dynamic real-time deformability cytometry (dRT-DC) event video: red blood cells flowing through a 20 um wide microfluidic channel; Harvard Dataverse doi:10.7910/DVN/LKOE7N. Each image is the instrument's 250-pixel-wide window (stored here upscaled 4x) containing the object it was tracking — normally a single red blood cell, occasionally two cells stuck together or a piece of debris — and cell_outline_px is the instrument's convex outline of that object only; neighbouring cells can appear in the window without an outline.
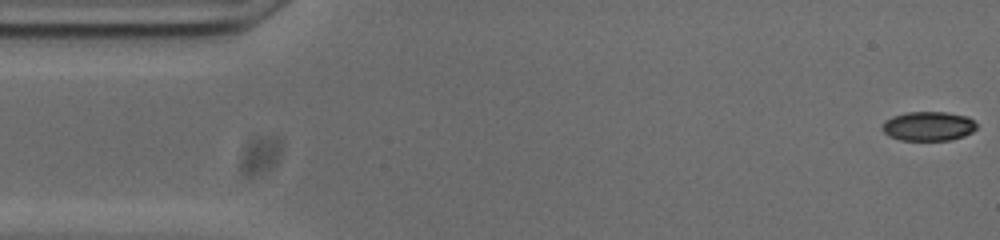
{"species": "common noctule bat (a hibernating species)", "species_latin": "Nyctalus noctula", "temperature_condition": "cold", "stored_images_in_passage": 53, "camera_frame_rate_fps": 3000, "um_per_image_px": 0.085, "animal": {"sex": "male", "body_mass_g": 20.0, "forearm_length_mm": 53.3}, "frame": {"image": 1, "passage_image": 1, "time_ms": 0.0, "image_size_px": [1000, 240], "cell_outline_px": [[976, 128], [972, 132], [964, 136], [948, 140], [900, 140], [888, 136], [880, 128], [884, 120], [892, 116], [904, 112], [948, 112], [968, 116], [976, 124]], "centroid_in_image_um": [78.87, 10.71], "position_along_channel_um": 6.1, "area_um2": 16.3}}
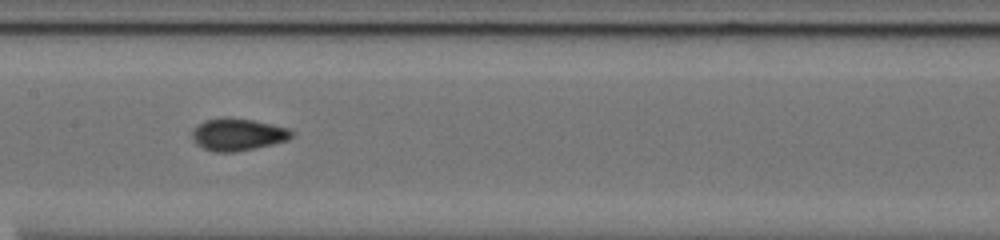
{"frame": {"image": 2, "passage_image": 25, "time_ms": 8.0, "image_size_px": [1000, 240], "cell_outline_px": [[296, 132], [288, 140], [272, 144], [236, 152], [216, 152], [204, 148], [196, 144], [192, 136], [192, 128], [196, 124], [204, 120], [252, 120], [288, 128]], "centroid_in_image_um": [20.22, 11.47], "position_along_channel_um": 187.2, "area_um2": 18.15}}
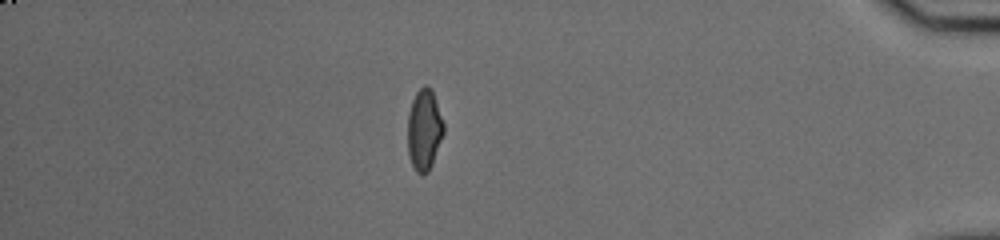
{"frame": {"image": 3, "passage_image": 46, "time_ms": 15.0, "image_size_px": [1000, 240], "cell_outline_px": [[444, 132], [432, 164], [428, 172], [424, 176], [420, 176], [416, 172], [412, 164], [408, 152], [408, 112], [412, 100], [416, 92], [424, 84], [428, 84], [432, 88], [444, 124]], "centroid_in_image_um": [36.06, 11.02], "position_along_channel_um": 399.1, "area_um2": 17.22}, "authors_computed_cell_mechanics": {"area_um2": 17.2244, "velocity_mm_per_s": 3.7516, "shape_relaxation_time_tau1_ms": 5.3595, "shape_relaxation_time_tau2_ms": 1.3784, "deformation_change_tau1": 0.1304, "deformation_change_tau2": 0.0551}}